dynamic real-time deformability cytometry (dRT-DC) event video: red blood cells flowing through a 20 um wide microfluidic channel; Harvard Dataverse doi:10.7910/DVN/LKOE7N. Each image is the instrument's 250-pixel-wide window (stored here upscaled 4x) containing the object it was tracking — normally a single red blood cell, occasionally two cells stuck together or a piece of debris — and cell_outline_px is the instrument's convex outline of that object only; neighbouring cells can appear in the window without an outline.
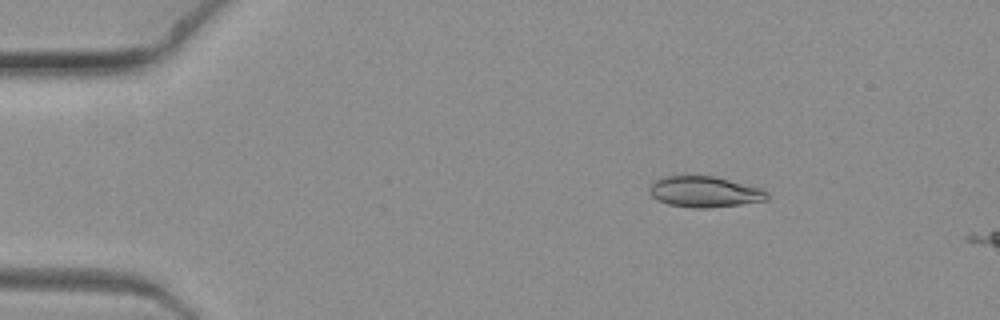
{"species": "common noctule bat (a hibernating species)", "species_latin": "Nyctalus noctula", "temperature_condition": "warm", "stored_images_in_passage": 5, "camera_frame_rate_fps": 3000, "um_per_image_px": 0.085, "animal": {"sex": "female", "body_mass_g": 19.3, "forearm_length_mm": 54.1}, "frame": {"image": 1, "passage_image": 4, "time_ms": 1.0, "image_size_px": [1000, 320], "cell_outline_px": [[768, 196], [764, 200], [740, 204], [708, 208], [692, 208], [668, 204], [652, 196], [648, 188], [656, 180], [664, 176], [712, 176], [760, 188]], "centroid_in_image_um": [59.83, 16.31], "position_along_channel_um": 25.2, "area_um2": 20.63}}